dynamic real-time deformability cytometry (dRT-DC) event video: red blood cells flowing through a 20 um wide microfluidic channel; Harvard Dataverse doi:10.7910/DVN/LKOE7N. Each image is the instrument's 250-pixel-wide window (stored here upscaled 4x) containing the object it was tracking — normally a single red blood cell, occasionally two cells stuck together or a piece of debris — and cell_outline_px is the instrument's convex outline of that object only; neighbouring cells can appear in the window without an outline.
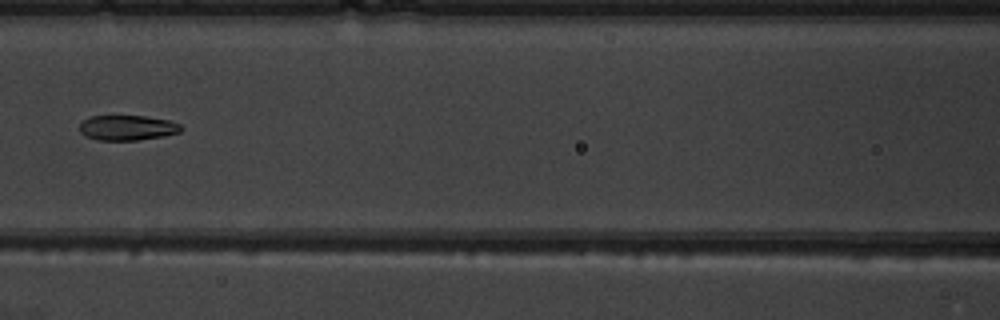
{"species": "common noctule bat (a hibernating species)", "species_latin": "Nyctalus noctula", "temperature_condition": "warm", "stored_images_in_passage": 7, "camera_frame_rate_fps": 3000, "um_per_image_px": 0.085, "animal": {"sex": "male", "body_mass_g": 19.5, "forearm_length_mm": 54.6}, "frame": {"image": 1, "passage_image": 7, "time_ms": 7.667, "image_size_px": [1000, 320], "cell_outline_px": [[184, 128], [180, 132], [164, 136], [136, 140], [96, 140], [84, 136], [80, 132], [80, 124], [84, 120], [92, 116], [144, 116], [168, 120], [180, 124]], "centroid_in_image_um": [10.83, 10.86], "position_along_channel_um": 155.8, "area_um2": 14.85}}